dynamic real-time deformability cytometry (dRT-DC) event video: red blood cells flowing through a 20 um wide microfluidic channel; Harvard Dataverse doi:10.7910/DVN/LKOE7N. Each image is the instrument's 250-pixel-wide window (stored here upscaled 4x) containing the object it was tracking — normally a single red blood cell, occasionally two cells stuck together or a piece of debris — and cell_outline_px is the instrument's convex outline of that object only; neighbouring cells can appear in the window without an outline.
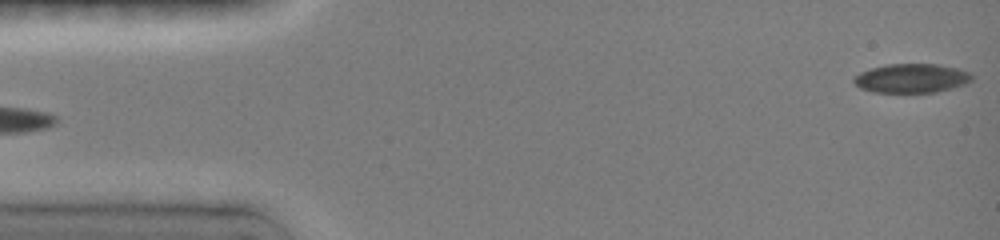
{"species": "common noctule bat (a hibernating species)", "species_latin": "Nyctalus noctula", "temperature_condition": "room temperature", "stored_images_in_passage": 6, "segment_of_instrument_passage": [2, 2], "camera_frame_rate_fps": 3000, "um_per_image_px": 0.085, "animal": {"sex": "female", "body_mass_g": 19.0, "forearm_length_mm": 51.5}, "frame": {"image": 1, "passage_image": 6, "time_ms": 4.0, "image_size_px": [1000, 240], "cell_outline_px": [[972, 80], [964, 84], [952, 88], [936, 92], [872, 92], [860, 88], [852, 80], [852, 76], [860, 72], [884, 64], [936, 64], [956, 68], [968, 72], [972, 76]], "centroid_in_image_um": [77.43, 6.65], "position_along_channel_um": 7.6, "area_um2": 19.94}}